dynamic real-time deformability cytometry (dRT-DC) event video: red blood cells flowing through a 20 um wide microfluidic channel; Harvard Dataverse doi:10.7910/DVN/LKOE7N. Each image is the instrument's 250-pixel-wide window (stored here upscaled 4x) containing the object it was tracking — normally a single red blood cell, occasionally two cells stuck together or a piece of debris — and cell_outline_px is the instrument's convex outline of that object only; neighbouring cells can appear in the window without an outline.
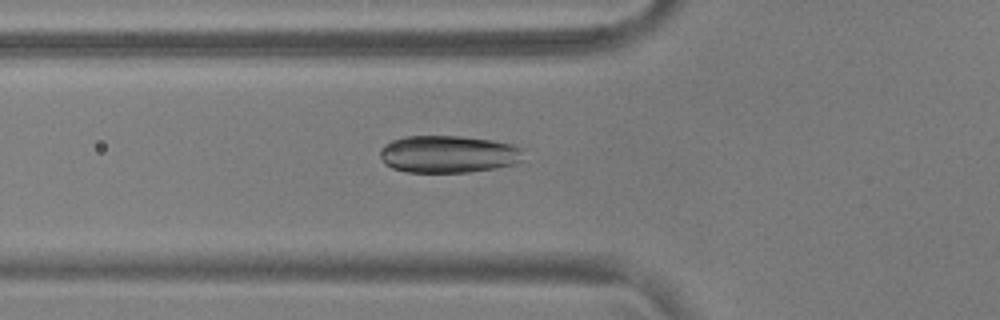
{"species": "common noctule bat (a hibernating species)", "species_latin": "Nyctalus noctula", "temperature_condition": "warm", "stored_images_in_passage": 53, "camera_frame_rate_fps": 3000, "um_per_image_px": 0.085, "animal": {"sex": "male", "body_mass_g": 17.9, "forearm_length_mm": 54.2}, "frame": {"image": 1, "passage_image": 18, "time_ms": 5.667, "image_size_px": [1000, 320], "cell_outline_px": [[528, 148], [524, 160], [516, 164], [496, 168], [468, 172], [408, 172], [392, 168], [384, 164], [380, 156], [380, 148], [384, 144], [392, 140], [404, 136], [460, 136], [492, 140], [516, 144]], "centroid_in_image_um": [38.2, 13.09], "position_along_channel_um": 87.6, "area_um2": 32.02}}
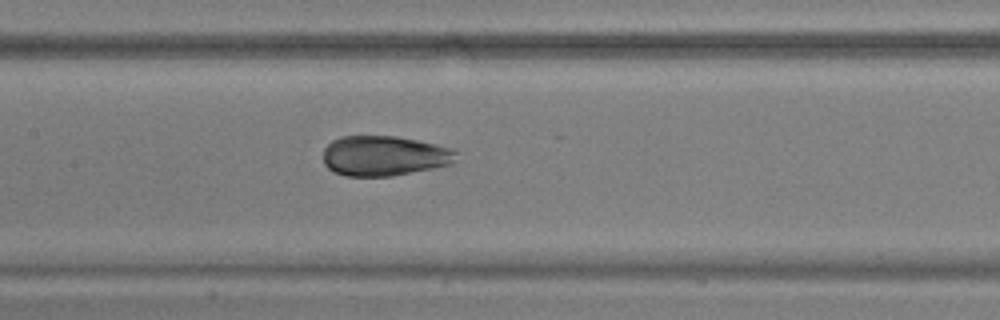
{"frame": {"image": 2, "passage_image": 25, "time_ms": 8.0, "image_size_px": [1000, 320], "cell_outline_px": [[456, 160], [452, 164], [392, 176], [344, 176], [332, 172], [324, 164], [324, 148], [332, 140], [340, 136], [396, 136], [436, 144], [452, 148], [456, 152]], "centroid_in_image_um": [32.64, 13.25], "position_along_channel_um": 174.8, "area_um2": 31.21}}
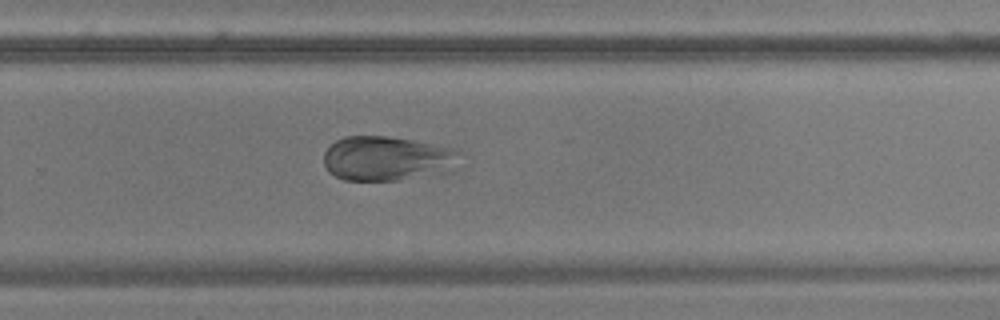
{"frame": {"image": 3, "passage_image": 35, "time_ms": 11.333, "image_size_px": [1000, 320], "cell_outline_px": [[460, 152], [456, 172], [400, 180], [344, 180], [328, 172], [324, 164], [324, 152], [336, 140], [344, 136], [388, 136], [412, 140], [452, 148]], "centroid_in_image_um": [32.96, 13.49], "position_along_channel_um": 296.8, "area_um2": 35.84}}